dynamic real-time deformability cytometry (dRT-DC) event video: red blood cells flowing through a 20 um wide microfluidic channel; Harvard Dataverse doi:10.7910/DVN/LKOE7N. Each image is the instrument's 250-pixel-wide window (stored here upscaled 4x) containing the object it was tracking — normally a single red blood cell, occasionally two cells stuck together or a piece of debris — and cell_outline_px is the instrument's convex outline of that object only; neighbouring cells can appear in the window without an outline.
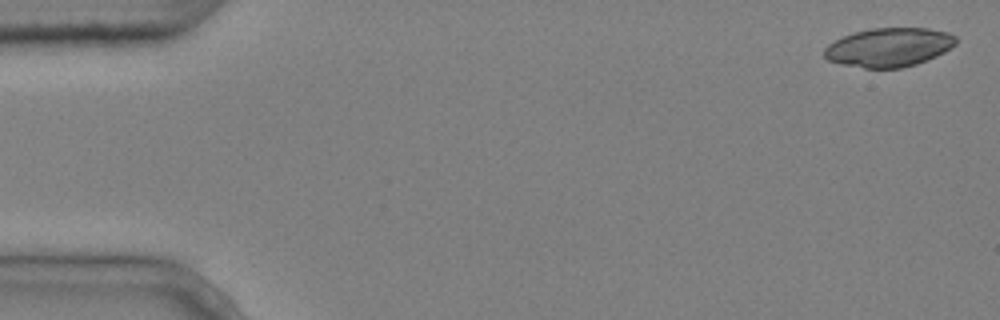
{"species": "common noctule bat (a hibernating species)", "species_latin": "Nyctalus noctula", "temperature_condition": "cold", "stored_images_in_passage": 5, "camera_frame_rate_fps": 3000, "um_per_image_px": 0.085, "animal": {"sex": "male", "body_mass_g": 20.4}, "frame": {"image": 1, "passage_image": 1, "time_ms": 0.0, "image_size_px": [1000, 320], "cell_outline_px": [[956, 44], [952, 48], [936, 56], [916, 64], [900, 68], [864, 68], [840, 64], [828, 60], [824, 56], [824, 48], [828, 44], [844, 36], [856, 32], [872, 28], [928, 28], [948, 32], [956, 36]], "centroid_in_image_um": [75.57, 4.02], "position_along_channel_um": 9.4, "area_um2": 29.82}}